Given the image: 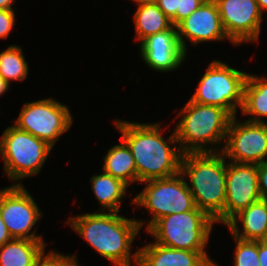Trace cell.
Masks as SVG:
<instances>
[{"label": "cell", "mask_w": 267, "mask_h": 266, "mask_svg": "<svg viewBox=\"0 0 267 266\" xmlns=\"http://www.w3.org/2000/svg\"><path fill=\"white\" fill-rule=\"evenodd\" d=\"M114 124L121 132L120 139L126 142L132 152L136 164L137 182L168 178L180 172L184 153L180 147L175 146V143H178L175 131L165 140L160 131V124L121 120H116ZM172 144L173 147L170 146Z\"/></svg>", "instance_id": "6da1fadb"}, {"label": "cell", "mask_w": 267, "mask_h": 266, "mask_svg": "<svg viewBox=\"0 0 267 266\" xmlns=\"http://www.w3.org/2000/svg\"><path fill=\"white\" fill-rule=\"evenodd\" d=\"M118 212L86 213L69 217L74 231L102 257L116 266H131V245L145 221L128 219Z\"/></svg>", "instance_id": "7a4b0ae2"}, {"label": "cell", "mask_w": 267, "mask_h": 266, "mask_svg": "<svg viewBox=\"0 0 267 266\" xmlns=\"http://www.w3.org/2000/svg\"><path fill=\"white\" fill-rule=\"evenodd\" d=\"M222 152L184 153L180 173L189 177L188 189L198 209L215 223L224 224L226 200V166ZM191 186V187H190Z\"/></svg>", "instance_id": "3957f363"}, {"label": "cell", "mask_w": 267, "mask_h": 266, "mask_svg": "<svg viewBox=\"0 0 267 266\" xmlns=\"http://www.w3.org/2000/svg\"><path fill=\"white\" fill-rule=\"evenodd\" d=\"M179 115L183 116L174 131L183 153L222 152L217 148L213 149L212 146L208 149L205 146L225 141L233 118L227 110L189 100Z\"/></svg>", "instance_id": "277c9868"}, {"label": "cell", "mask_w": 267, "mask_h": 266, "mask_svg": "<svg viewBox=\"0 0 267 266\" xmlns=\"http://www.w3.org/2000/svg\"><path fill=\"white\" fill-rule=\"evenodd\" d=\"M215 221L198 209L170 214L158 219L147 231L156 241L174 249L206 252L210 233Z\"/></svg>", "instance_id": "5b68a950"}, {"label": "cell", "mask_w": 267, "mask_h": 266, "mask_svg": "<svg viewBox=\"0 0 267 266\" xmlns=\"http://www.w3.org/2000/svg\"><path fill=\"white\" fill-rule=\"evenodd\" d=\"M53 147L16 126L7 127L0 140L4 169L14 182L40 173Z\"/></svg>", "instance_id": "8992f818"}, {"label": "cell", "mask_w": 267, "mask_h": 266, "mask_svg": "<svg viewBox=\"0 0 267 266\" xmlns=\"http://www.w3.org/2000/svg\"><path fill=\"white\" fill-rule=\"evenodd\" d=\"M247 75L246 72L215 60L209 64L201 77L190 101L222 107L234 117L237 115V106L242 108L243 105Z\"/></svg>", "instance_id": "52a82bcc"}, {"label": "cell", "mask_w": 267, "mask_h": 266, "mask_svg": "<svg viewBox=\"0 0 267 266\" xmlns=\"http://www.w3.org/2000/svg\"><path fill=\"white\" fill-rule=\"evenodd\" d=\"M146 182V187L134 197L132 203L146 207L153 215L147 224V230L163 216L196 208L187 181L180 172L168 178L144 181Z\"/></svg>", "instance_id": "ba28073f"}, {"label": "cell", "mask_w": 267, "mask_h": 266, "mask_svg": "<svg viewBox=\"0 0 267 266\" xmlns=\"http://www.w3.org/2000/svg\"><path fill=\"white\" fill-rule=\"evenodd\" d=\"M72 122L68 106L49 98L25 103L14 126L54 147Z\"/></svg>", "instance_id": "9c48e42d"}, {"label": "cell", "mask_w": 267, "mask_h": 266, "mask_svg": "<svg viewBox=\"0 0 267 266\" xmlns=\"http://www.w3.org/2000/svg\"><path fill=\"white\" fill-rule=\"evenodd\" d=\"M42 212L21 183L0 190V215L13 239L43 240L31 229Z\"/></svg>", "instance_id": "30bf717a"}, {"label": "cell", "mask_w": 267, "mask_h": 266, "mask_svg": "<svg viewBox=\"0 0 267 266\" xmlns=\"http://www.w3.org/2000/svg\"><path fill=\"white\" fill-rule=\"evenodd\" d=\"M226 143L220 149L225 158L236 163L261 164L267 161V122H238L234 116L229 124Z\"/></svg>", "instance_id": "8fae6325"}, {"label": "cell", "mask_w": 267, "mask_h": 266, "mask_svg": "<svg viewBox=\"0 0 267 266\" xmlns=\"http://www.w3.org/2000/svg\"><path fill=\"white\" fill-rule=\"evenodd\" d=\"M225 33L234 45L259 38L262 12L257 0H214Z\"/></svg>", "instance_id": "7c38bea8"}, {"label": "cell", "mask_w": 267, "mask_h": 266, "mask_svg": "<svg viewBox=\"0 0 267 266\" xmlns=\"http://www.w3.org/2000/svg\"><path fill=\"white\" fill-rule=\"evenodd\" d=\"M259 199L257 164L228 162L224 224Z\"/></svg>", "instance_id": "4fadbf2b"}, {"label": "cell", "mask_w": 267, "mask_h": 266, "mask_svg": "<svg viewBox=\"0 0 267 266\" xmlns=\"http://www.w3.org/2000/svg\"><path fill=\"white\" fill-rule=\"evenodd\" d=\"M179 44L186 52V39L194 45L207 41L228 39L223 28L218 6L214 0H206L197 10L192 12L177 26Z\"/></svg>", "instance_id": "5bb4252c"}, {"label": "cell", "mask_w": 267, "mask_h": 266, "mask_svg": "<svg viewBox=\"0 0 267 266\" xmlns=\"http://www.w3.org/2000/svg\"><path fill=\"white\" fill-rule=\"evenodd\" d=\"M140 53L148 67L168 72L181 66L186 52L179 44L177 28L172 26L169 30L149 35L142 40Z\"/></svg>", "instance_id": "9a60e30c"}, {"label": "cell", "mask_w": 267, "mask_h": 266, "mask_svg": "<svg viewBox=\"0 0 267 266\" xmlns=\"http://www.w3.org/2000/svg\"><path fill=\"white\" fill-rule=\"evenodd\" d=\"M136 266H218L207 252L174 249L151 242L132 254Z\"/></svg>", "instance_id": "2e32d148"}, {"label": "cell", "mask_w": 267, "mask_h": 266, "mask_svg": "<svg viewBox=\"0 0 267 266\" xmlns=\"http://www.w3.org/2000/svg\"><path fill=\"white\" fill-rule=\"evenodd\" d=\"M242 222L243 231L240 233L238 222ZM231 234L243 240H267V201L259 199L246 209L235 215L226 224Z\"/></svg>", "instance_id": "e0dca14e"}, {"label": "cell", "mask_w": 267, "mask_h": 266, "mask_svg": "<svg viewBox=\"0 0 267 266\" xmlns=\"http://www.w3.org/2000/svg\"><path fill=\"white\" fill-rule=\"evenodd\" d=\"M43 240L12 239L0 247V266H35L45 254Z\"/></svg>", "instance_id": "ac0fdd59"}, {"label": "cell", "mask_w": 267, "mask_h": 266, "mask_svg": "<svg viewBox=\"0 0 267 266\" xmlns=\"http://www.w3.org/2000/svg\"><path fill=\"white\" fill-rule=\"evenodd\" d=\"M241 113L252 115L248 122L265 123L261 116L267 117V78L247 75Z\"/></svg>", "instance_id": "d6986e66"}, {"label": "cell", "mask_w": 267, "mask_h": 266, "mask_svg": "<svg viewBox=\"0 0 267 266\" xmlns=\"http://www.w3.org/2000/svg\"><path fill=\"white\" fill-rule=\"evenodd\" d=\"M121 142L108 150L103 159L102 170L129 186L137 182L136 164L129 146L123 139Z\"/></svg>", "instance_id": "ffe728a7"}, {"label": "cell", "mask_w": 267, "mask_h": 266, "mask_svg": "<svg viewBox=\"0 0 267 266\" xmlns=\"http://www.w3.org/2000/svg\"><path fill=\"white\" fill-rule=\"evenodd\" d=\"M90 181L98 202L104 207L103 212L107 208V212L120 213L119 207L122 205L120 200L126 195L128 185L105 172L93 175Z\"/></svg>", "instance_id": "44dd1931"}, {"label": "cell", "mask_w": 267, "mask_h": 266, "mask_svg": "<svg viewBox=\"0 0 267 266\" xmlns=\"http://www.w3.org/2000/svg\"><path fill=\"white\" fill-rule=\"evenodd\" d=\"M136 40H144L149 35L169 30L173 25L157 4L139 5L134 13Z\"/></svg>", "instance_id": "7402d4cb"}, {"label": "cell", "mask_w": 267, "mask_h": 266, "mask_svg": "<svg viewBox=\"0 0 267 266\" xmlns=\"http://www.w3.org/2000/svg\"><path fill=\"white\" fill-rule=\"evenodd\" d=\"M28 71V64L20 46L10 45L0 53V75L9 84L10 80L24 81Z\"/></svg>", "instance_id": "603a6c76"}, {"label": "cell", "mask_w": 267, "mask_h": 266, "mask_svg": "<svg viewBox=\"0 0 267 266\" xmlns=\"http://www.w3.org/2000/svg\"><path fill=\"white\" fill-rule=\"evenodd\" d=\"M236 241L234 266H260L258 241L243 240L233 236Z\"/></svg>", "instance_id": "cb8c5ba5"}, {"label": "cell", "mask_w": 267, "mask_h": 266, "mask_svg": "<svg viewBox=\"0 0 267 266\" xmlns=\"http://www.w3.org/2000/svg\"><path fill=\"white\" fill-rule=\"evenodd\" d=\"M75 257L74 255L58 254L52 250L50 253L44 254L35 266H80Z\"/></svg>", "instance_id": "d4e9b609"}, {"label": "cell", "mask_w": 267, "mask_h": 266, "mask_svg": "<svg viewBox=\"0 0 267 266\" xmlns=\"http://www.w3.org/2000/svg\"><path fill=\"white\" fill-rule=\"evenodd\" d=\"M206 0H179L177 9V25L197 10Z\"/></svg>", "instance_id": "484cf974"}, {"label": "cell", "mask_w": 267, "mask_h": 266, "mask_svg": "<svg viewBox=\"0 0 267 266\" xmlns=\"http://www.w3.org/2000/svg\"><path fill=\"white\" fill-rule=\"evenodd\" d=\"M15 23L14 10L0 9V38L7 39Z\"/></svg>", "instance_id": "4316f807"}, {"label": "cell", "mask_w": 267, "mask_h": 266, "mask_svg": "<svg viewBox=\"0 0 267 266\" xmlns=\"http://www.w3.org/2000/svg\"><path fill=\"white\" fill-rule=\"evenodd\" d=\"M159 9L171 19L172 25L177 26V9H179V0H157Z\"/></svg>", "instance_id": "83f0119b"}, {"label": "cell", "mask_w": 267, "mask_h": 266, "mask_svg": "<svg viewBox=\"0 0 267 266\" xmlns=\"http://www.w3.org/2000/svg\"><path fill=\"white\" fill-rule=\"evenodd\" d=\"M260 198L267 201V161L257 164Z\"/></svg>", "instance_id": "f1b7e54d"}, {"label": "cell", "mask_w": 267, "mask_h": 266, "mask_svg": "<svg viewBox=\"0 0 267 266\" xmlns=\"http://www.w3.org/2000/svg\"><path fill=\"white\" fill-rule=\"evenodd\" d=\"M258 257L260 266H267V240L258 241Z\"/></svg>", "instance_id": "f546056e"}, {"label": "cell", "mask_w": 267, "mask_h": 266, "mask_svg": "<svg viewBox=\"0 0 267 266\" xmlns=\"http://www.w3.org/2000/svg\"><path fill=\"white\" fill-rule=\"evenodd\" d=\"M13 238L9 234L7 226L5 225L1 215H0V247L3 246L6 242L11 241Z\"/></svg>", "instance_id": "4dcf8cb0"}, {"label": "cell", "mask_w": 267, "mask_h": 266, "mask_svg": "<svg viewBox=\"0 0 267 266\" xmlns=\"http://www.w3.org/2000/svg\"><path fill=\"white\" fill-rule=\"evenodd\" d=\"M15 3L14 0H0L1 10H13L12 4Z\"/></svg>", "instance_id": "1f68e13d"}, {"label": "cell", "mask_w": 267, "mask_h": 266, "mask_svg": "<svg viewBox=\"0 0 267 266\" xmlns=\"http://www.w3.org/2000/svg\"><path fill=\"white\" fill-rule=\"evenodd\" d=\"M9 83L0 75V96L9 89Z\"/></svg>", "instance_id": "d6a6232c"}, {"label": "cell", "mask_w": 267, "mask_h": 266, "mask_svg": "<svg viewBox=\"0 0 267 266\" xmlns=\"http://www.w3.org/2000/svg\"><path fill=\"white\" fill-rule=\"evenodd\" d=\"M260 11L263 13V10L267 11V0H257Z\"/></svg>", "instance_id": "836d02e7"}, {"label": "cell", "mask_w": 267, "mask_h": 266, "mask_svg": "<svg viewBox=\"0 0 267 266\" xmlns=\"http://www.w3.org/2000/svg\"><path fill=\"white\" fill-rule=\"evenodd\" d=\"M137 3V5H143V4H155L157 0H133Z\"/></svg>", "instance_id": "e575fe53"}]
</instances>
